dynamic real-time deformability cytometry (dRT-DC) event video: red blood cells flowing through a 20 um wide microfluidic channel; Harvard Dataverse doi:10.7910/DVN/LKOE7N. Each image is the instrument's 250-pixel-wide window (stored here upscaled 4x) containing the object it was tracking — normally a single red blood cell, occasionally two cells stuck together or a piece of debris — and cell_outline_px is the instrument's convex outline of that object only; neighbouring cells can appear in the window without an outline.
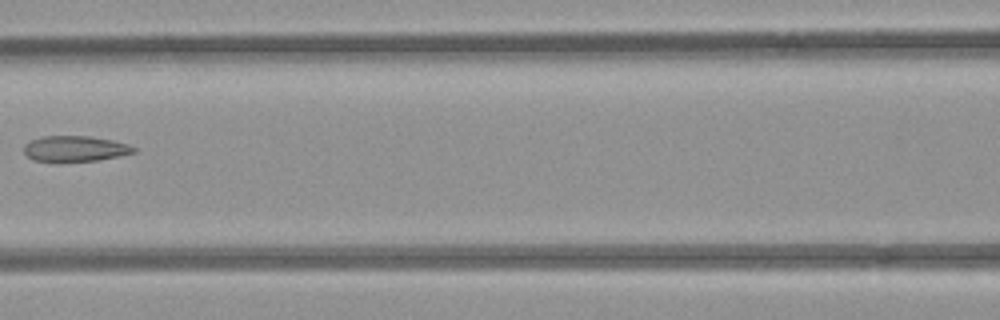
{"species": "common noctule bat (a hibernating species)", "species_latin": "Nyctalus noctula", "temperature_condition": "room temperature", "stored_images_in_passage": 9, "camera_frame_rate_fps": 3000, "um_per_image_px": 0.085, "animal": {"sex": "female", "body_mass_g": 21.9}, "frame": {"image": 1, "passage_image": 7, "time_ms": 8.0, "image_size_px": [1000, 320], "cell_outline_px": [[136, 152], [96, 160], [56, 164], [52, 164], [32, 160], [24, 152], [24, 144], [28, 140], [44, 136], [92, 136], [112, 140], [128, 144], [136, 148]], "centroid_in_image_um": [6.29, 12.67], "position_along_channel_um": 160.3, "area_um2": 17.05}}
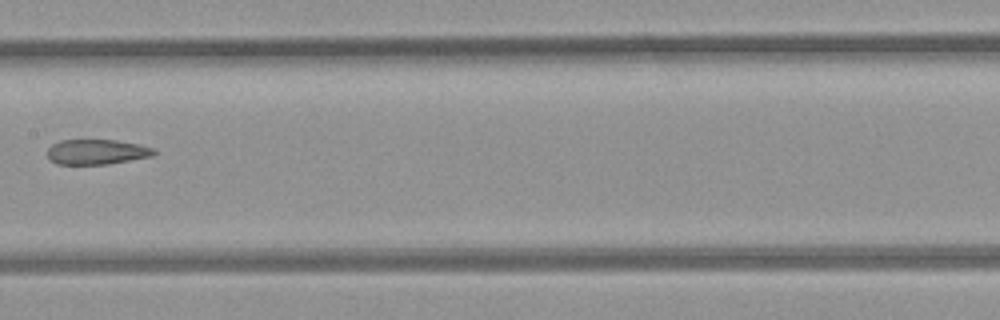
{"frame": {"image": 2, "passage_image": 8, "time_ms": 9.0, "image_size_px": [1000, 320], "cell_outline_px": [[156, 152], [152, 156], [104, 164], [56, 164], [48, 156], [48, 148], [52, 144], [60, 140], [116, 140], [140, 144], [152, 148]], "centroid_in_image_um": [8.2, 12.9], "position_along_channel_um": 199.2, "area_um2": 15.37}}
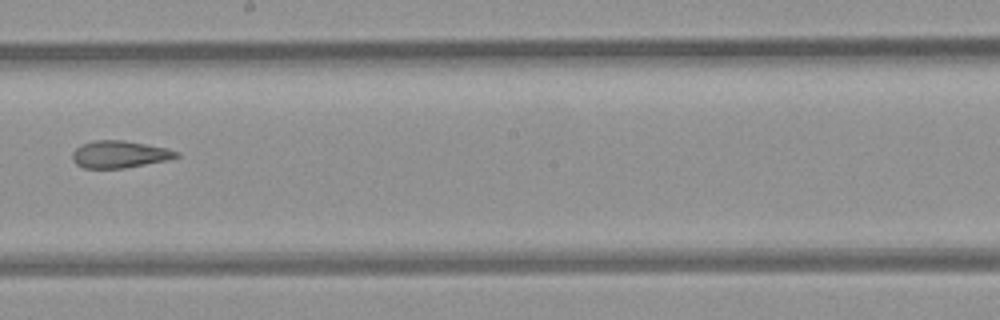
{"frame": {"image": 3, "passage_image": 9, "time_ms": 10.0, "image_size_px": [1000, 320], "cell_outline_px": [[180, 156], [168, 160], [124, 168], [84, 168], [76, 164], [72, 160], [72, 152], [80, 144], [96, 140], [124, 140], [168, 148], [180, 152]], "centroid_in_image_um": [10.17, 13.11], "position_along_channel_um": 238.0, "area_um2": 16.59}}